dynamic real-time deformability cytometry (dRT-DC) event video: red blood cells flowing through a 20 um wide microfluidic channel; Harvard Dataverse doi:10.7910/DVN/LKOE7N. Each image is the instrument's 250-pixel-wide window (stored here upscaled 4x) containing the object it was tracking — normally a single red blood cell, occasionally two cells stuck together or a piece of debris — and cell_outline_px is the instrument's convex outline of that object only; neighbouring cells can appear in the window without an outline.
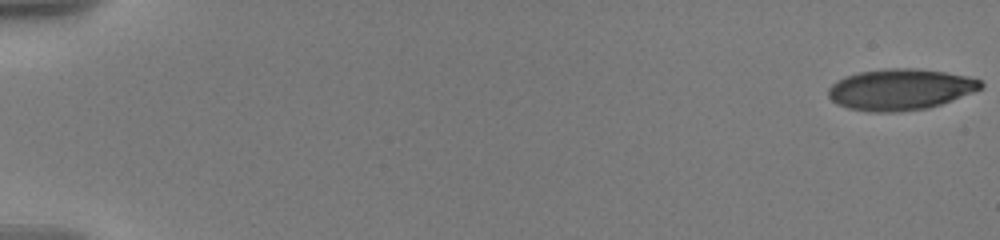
{"species": "human", "species_latin": "Homo sapiens", "temperature_condition": "warm", "stored_images_in_passage": 19, "camera_frame_rate_fps": 3000, "um_per_image_px": 0.085, "donor": {"sex": "male"}, "frame": {"image": 1, "passage_image": 1, "time_ms": 0.0, "image_size_px": [1000, 240], "cell_outline_px": [[984, 88], [952, 100], [928, 108], [900, 112], [872, 112], [848, 108], [836, 104], [828, 96], [828, 88], [836, 80], [844, 76], [860, 72], [884, 68], [916, 68], [944, 72], [968, 76], [980, 80], [984, 84]], "centroid_in_image_um": [76.51, 7.6], "position_along_channel_um": 8.5, "area_um2": 36.82}}
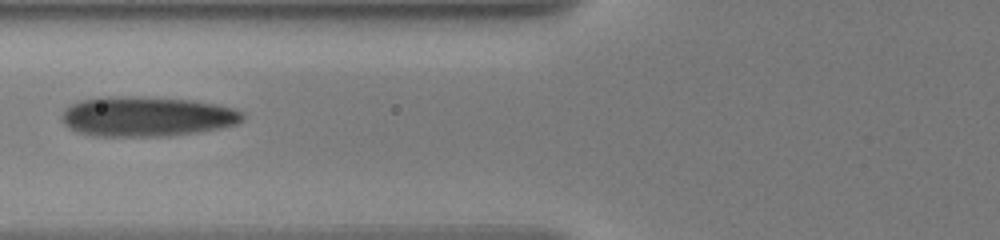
{"frame": {"image": 2, "passage_image": 14, "time_ms": 8.0, "image_size_px": [1000, 240], "cell_outline_px": [[244, 120], [236, 124], [220, 128], [196, 132], [168, 136], [92, 136], [76, 132], [68, 128], [64, 124], [64, 108], [80, 100], [100, 96], [140, 96], [192, 100], [216, 104], [236, 108], [244, 112]], "centroid_in_image_um": [12.48, 9.89], "position_along_channel_um": 113.3, "area_um2": 42.48}}
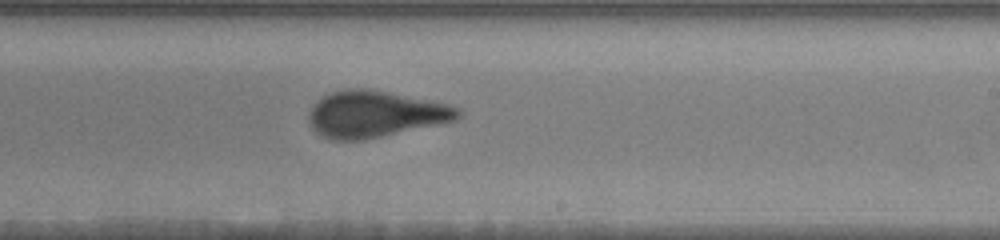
{"frame": {"image": 3, "passage_image": 19, "time_ms": 12.0, "image_size_px": [1000, 240], "cell_outline_px": [[464, 112], [456, 120], [364, 140], [332, 140], [320, 136], [312, 128], [308, 120], [308, 116], [312, 104], [316, 100], [332, 92], [344, 88], [368, 88], [432, 100], [448, 104], [460, 108]], "centroid_in_image_um": [31.87, 9.69], "position_along_channel_um": 257.1, "area_um2": 40.75}}